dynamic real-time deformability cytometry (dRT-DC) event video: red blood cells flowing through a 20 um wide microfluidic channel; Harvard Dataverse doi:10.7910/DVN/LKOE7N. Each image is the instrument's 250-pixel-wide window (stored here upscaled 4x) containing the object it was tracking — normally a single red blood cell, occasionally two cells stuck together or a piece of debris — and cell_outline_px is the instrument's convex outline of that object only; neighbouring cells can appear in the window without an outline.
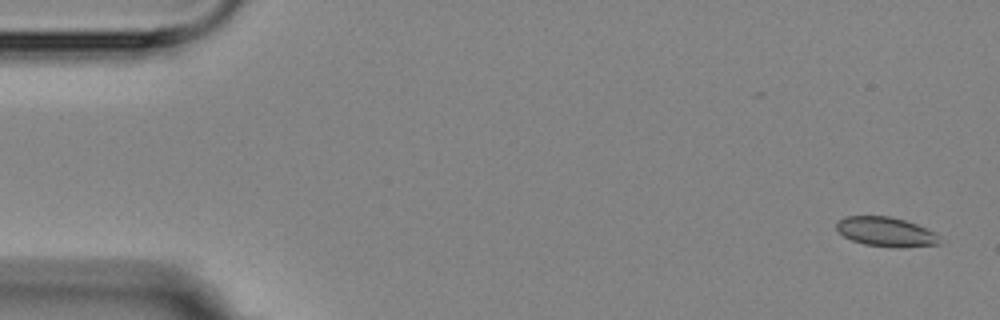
{"species": "Egyptian fruit bat (a non-hibernating species)", "species_latin": "Rousettus aegyptiacus", "temperature_condition": "room temperature", "stored_images_in_passage": 4, "camera_frame_rate_fps": 3000, "um_per_image_px": 0.085, "animal": {"sex": "female"}, "frame": {"image": 1, "passage_image": 1, "time_ms": 0.0, "image_size_px": [1000, 320], "cell_outline_px": [[940, 244], [900, 248], [896, 248], [864, 244], [852, 240], [844, 236], [836, 228], [836, 220], [844, 216], [888, 216], [904, 220], [916, 224], [936, 232], [940, 236]], "centroid_in_image_um": [75.31, 19.7], "position_along_channel_um": 9.7, "area_um2": 17.86}}